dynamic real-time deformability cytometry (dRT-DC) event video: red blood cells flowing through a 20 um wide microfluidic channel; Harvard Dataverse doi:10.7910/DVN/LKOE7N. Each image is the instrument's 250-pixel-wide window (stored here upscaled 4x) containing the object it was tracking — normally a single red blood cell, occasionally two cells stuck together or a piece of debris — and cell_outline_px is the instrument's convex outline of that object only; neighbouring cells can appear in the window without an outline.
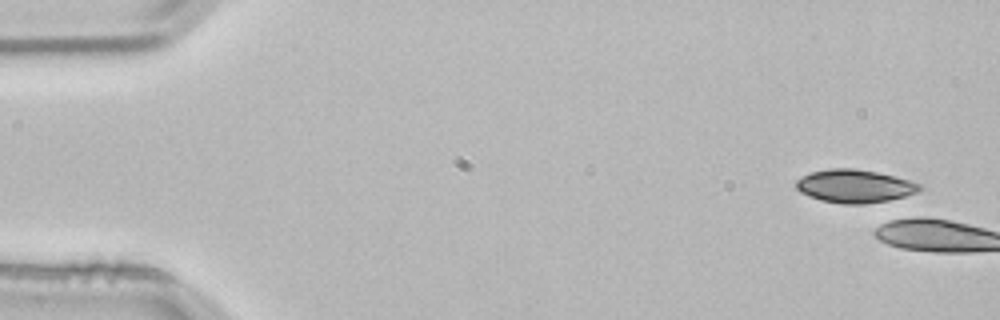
{"species": "common noctule bat (a hibernating species)", "species_latin": "Nyctalus noctula", "temperature_condition": "room temperature", "stored_images_in_passage": 4, "camera_frame_rate_fps": 3000, "um_per_image_px": 0.085, "animal": {"sex": "male", "body_mass_g": 21.5, "forearm_length_mm": 52.0}, "frame": {"image": 1, "passage_image": 1, "time_ms": 0.0, "image_size_px": [1000, 320], "cell_outline_px": [[924, 188], [920, 192], [888, 200], [864, 204], [844, 204], [820, 200], [808, 196], [800, 192], [796, 188], [796, 180], [812, 172], [832, 168], [856, 168], [876, 172], [912, 180], [920, 184]], "centroid_in_image_um": [72.68, 15.82], "position_along_channel_um": 12.3, "area_um2": 23.93}}